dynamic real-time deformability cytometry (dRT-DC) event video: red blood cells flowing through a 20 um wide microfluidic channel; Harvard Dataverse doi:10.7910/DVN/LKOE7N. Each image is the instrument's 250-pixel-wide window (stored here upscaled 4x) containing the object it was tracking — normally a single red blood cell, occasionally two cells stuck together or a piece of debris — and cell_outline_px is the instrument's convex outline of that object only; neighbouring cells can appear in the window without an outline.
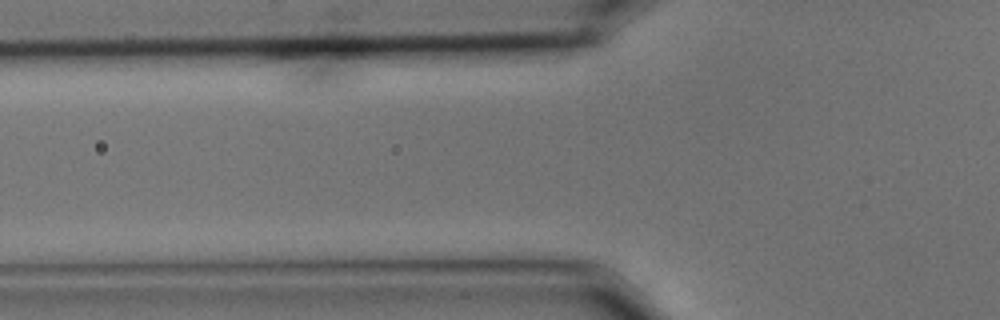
{"species": "common noctule bat (a hibernating species)", "species_latin": "Nyctalus noctula", "temperature_condition": "cold", "stored_images_in_passage": 8, "camera_frame_rate_fps": 3000, "um_per_image_px": 0.085, "animal": {"sex": "male", "body_mass_g": 15.6}, "frame": {"image": 1, "passage_image": 3, "time_ms": 0.667, "image_size_px": [1000, 320], "cell_outline_px": [[532, 100], [528, 104], [520, 108], [420, 112], [360, 112], [360, 108], [368, 100], [376, 96], [396, 92], [520, 96]], "centroid_in_image_um": [37.42, 8.72], "position_along_channel_um": 88.4, "area_um2": 19.13}}